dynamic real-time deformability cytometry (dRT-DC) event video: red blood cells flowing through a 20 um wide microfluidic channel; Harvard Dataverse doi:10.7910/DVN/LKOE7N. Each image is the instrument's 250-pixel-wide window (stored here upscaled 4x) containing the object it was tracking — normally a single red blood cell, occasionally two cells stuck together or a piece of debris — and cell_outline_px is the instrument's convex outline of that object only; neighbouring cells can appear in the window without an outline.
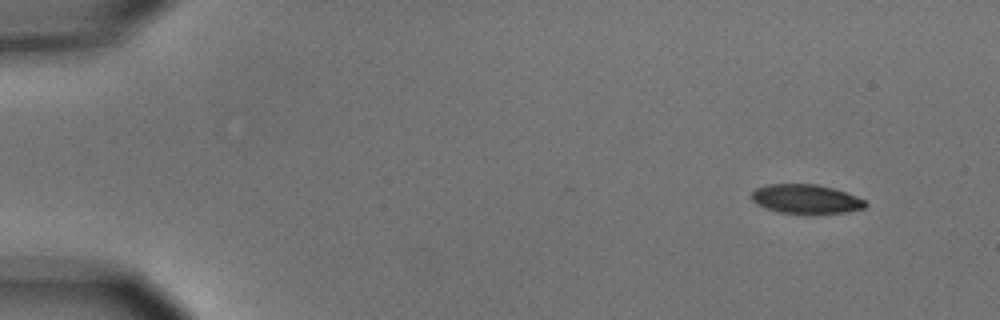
{"species": "common noctule bat (a hibernating species)", "species_latin": "Nyctalus noctula", "temperature_condition": "cold", "stored_images_in_passage": 6, "camera_frame_rate_fps": 3000, "um_per_image_px": 0.085, "animal": {"sex": "male", "body_mass_g": 15.6}, "frame": {"image": 1, "passage_image": 1, "time_ms": 0.0, "image_size_px": [1000, 320], "cell_outline_px": [[868, 204], [864, 208], [844, 212], [780, 212], [756, 204], [752, 200], [752, 192], [756, 188], [768, 184], [816, 184], [832, 188], [856, 196], [864, 200]], "centroid_in_image_um": [68.48, 16.89], "position_along_channel_um": 16.5, "area_um2": 18.73}}
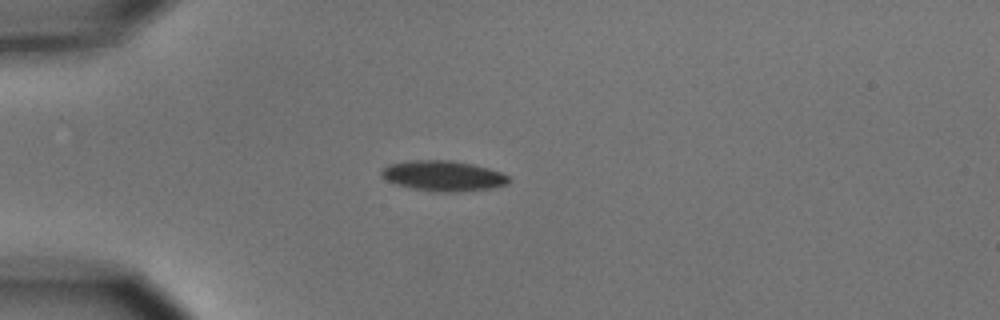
{"frame": {"image": 2, "passage_image": 4, "time_ms": 3.333, "image_size_px": [1000, 320], "cell_outline_px": [[512, 180], [508, 184], [492, 188], [456, 192], [440, 192], [412, 188], [396, 184], [380, 176], [380, 172], [388, 164], [408, 160], [452, 160], [472, 164], [488, 168], [500, 172], [508, 176]], "centroid_in_image_um": [37.68, 14.94], "position_along_channel_um": 47.3, "area_um2": 22.6}}
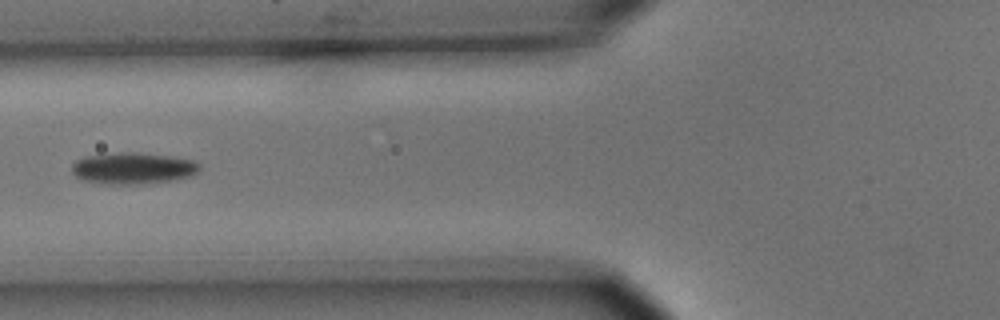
{"frame": {"image": 3, "passage_image": 6, "time_ms": 5.667, "image_size_px": [1000, 320], "cell_outline_px": [[200, 168], [192, 176], [172, 180], [140, 184], [108, 184], [84, 180], [76, 176], [72, 172], [72, 164], [76, 160], [84, 156], [120, 152], [132, 152], [172, 156], [196, 160], [200, 164]], "centroid_in_image_um": [11.32, 14.29], "position_along_channel_um": 114.5, "area_um2": 23.52}}